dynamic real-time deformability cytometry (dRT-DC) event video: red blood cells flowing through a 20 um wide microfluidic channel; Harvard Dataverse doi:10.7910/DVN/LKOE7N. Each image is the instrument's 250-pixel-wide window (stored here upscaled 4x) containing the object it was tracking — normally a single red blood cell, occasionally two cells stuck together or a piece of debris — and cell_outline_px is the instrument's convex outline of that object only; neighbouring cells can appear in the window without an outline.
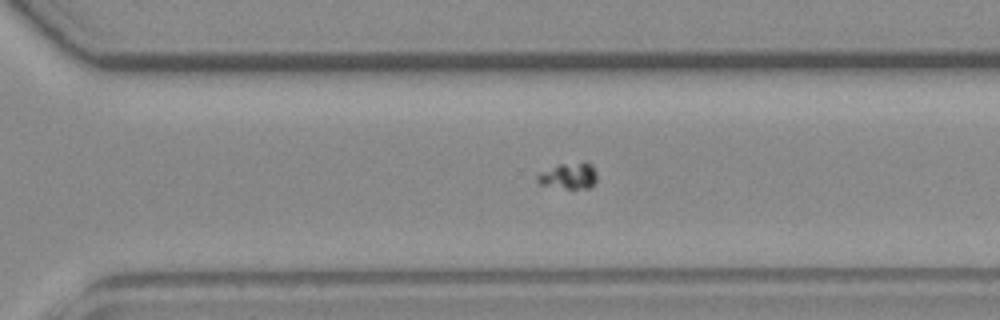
{"species": "common noctule bat (a hibernating species)", "species_latin": "Nyctalus noctula", "temperature_condition": "room temperature", "stored_images_in_passage": 43, "camera_frame_rate_fps": 3000, "um_per_image_px": 0.085, "animal": {"sex": "female", "body_mass_g": 19.3, "forearm_length_mm": 54.1}, "frame": {"image": 1, "passage_image": 25, "time_ms": 8.0, "image_size_px": [1000, 320], "cell_outline_px": [[596, 180], [592, 188], [572, 192], [540, 184], [536, 180], [536, 176], [540, 172], [556, 164], [584, 160], [592, 164], [596, 172]], "centroid_in_image_um": [48.37, 14.98], "position_along_channel_um": 322.2, "area_um2": 10.06}}